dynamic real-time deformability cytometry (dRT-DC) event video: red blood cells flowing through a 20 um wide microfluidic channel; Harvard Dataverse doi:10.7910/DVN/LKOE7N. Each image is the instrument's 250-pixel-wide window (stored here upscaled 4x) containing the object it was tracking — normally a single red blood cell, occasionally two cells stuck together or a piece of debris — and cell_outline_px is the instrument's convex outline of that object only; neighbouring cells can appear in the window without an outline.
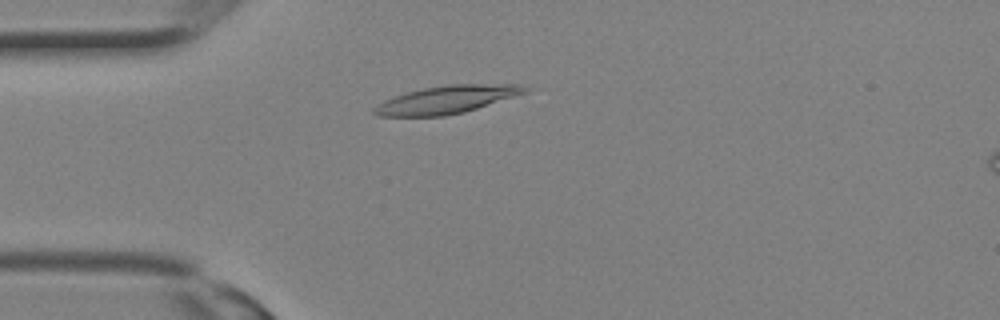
{"species": "Egyptian fruit bat (a non-hibernating species)", "species_latin": "Rousettus aegyptiacus", "temperature_condition": "room temperature", "stored_images_in_passage": 9, "camera_frame_rate_fps": 3000, "um_per_image_px": 0.085, "animal": {"sex": "female"}, "frame": {"image": 1, "passage_image": 6, "time_ms": 1.667, "image_size_px": [1000, 320], "cell_outline_px": [[528, 88], [524, 92], [464, 112], [444, 116], [376, 116], [372, 112], [372, 108], [376, 104], [384, 100], [408, 92], [424, 88], [448, 84], [520, 84]], "centroid_in_image_um": [37.87, 8.47], "position_along_channel_um": 47.1, "area_um2": 23.99}}
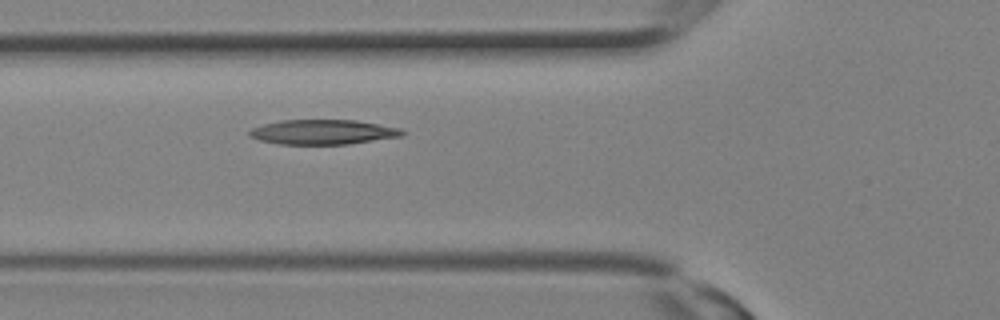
{"frame": {"image": 2, "passage_image": 9, "time_ms": 2.667, "image_size_px": [1000, 320], "cell_outline_px": [[404, 132], [400, 136], [348, 144], [280, 144], [260, 140], [248, 136], [248, 132], [252, 128], [264, 124], [280, 120], [356, 120], [400, 128]], "centroid_in_image_um": [27.4, 11.22], "position_along_channel_um": 98.4, "area_um2": 21.85}}